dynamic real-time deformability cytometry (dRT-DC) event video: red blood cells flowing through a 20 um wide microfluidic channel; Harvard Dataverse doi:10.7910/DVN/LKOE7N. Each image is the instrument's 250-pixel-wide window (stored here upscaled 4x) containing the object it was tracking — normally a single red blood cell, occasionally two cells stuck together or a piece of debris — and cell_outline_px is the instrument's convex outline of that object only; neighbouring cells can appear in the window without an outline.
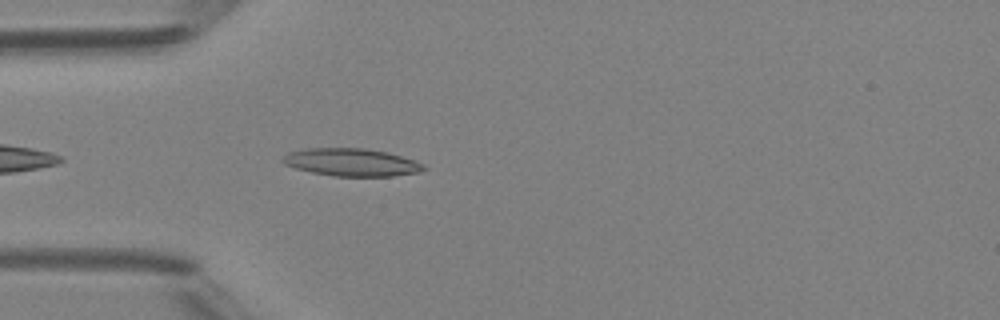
{"species": "Egyptian fruit bat (a non-hibernating species)", "species_latin": "Rousettus aegyptiacus", "temperature_condition": "room temperature", "stored_images_in_passage": 36, "camera_frame_rate_fps": 3000, "um_per_image_px": 0.085, "animal": {"sex": "female"}, "frame": {"image": 1, "passage_image": 3, "time_ms": 0.667, "image_size_px": [1000, 320], "cell_outline_px": [[428, 168], [420, 172], [392, 176], [336, 176], [312, 172], [296, 168], [284, 164], [280, 160], [288, 152], [304, 148], [364, 148], [388, 152], [424, 164]], "centroid_in_image_um": [29.87, 13.79], "position_along_channel_um": 55.1, "area_um2": 22.72}}
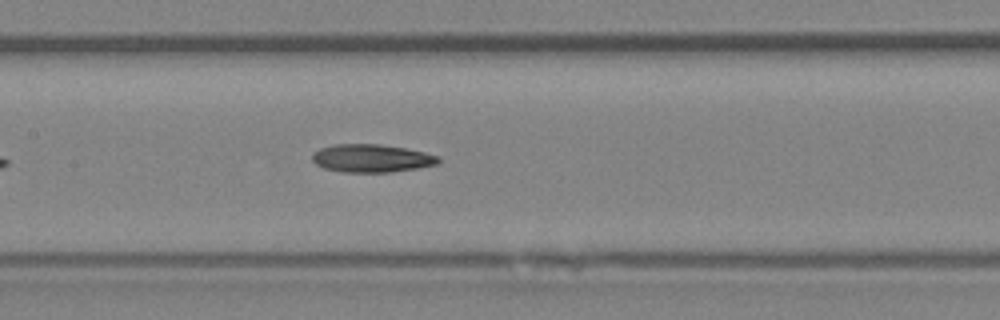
{"frame": {"image": 2, "passage_image": 12, "time_ms": 3.667, "image_size_px": [1000, 320], "cell_outline_px": [[440, 164], [392, 172], [344, 172], [324, 168], [316, 164], [312, 160], [312, 152], [320, 148], [336, 144], [380, 144], [404, 148], [424, 152], [440, 156]], "centroid_in_image_um": [31.59, 13.45], "position_along_channel_um": 175.8, "area_um2": 20.63}}
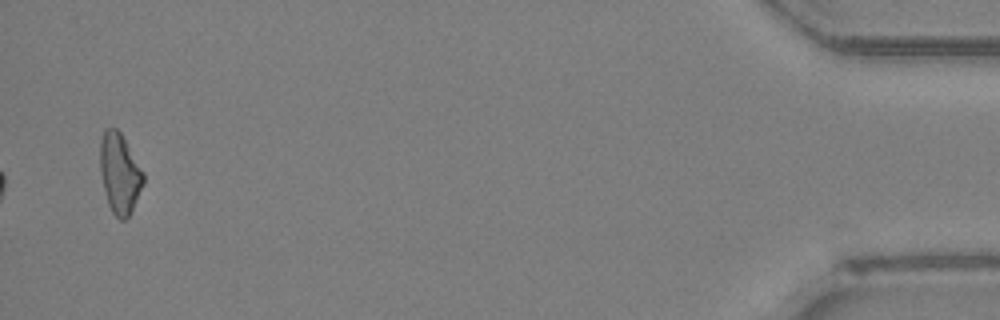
{"frame": {"image": 3, "passage_image": 36, "time_ms": 11.667, "image_size_px": [1000, 320], "cell_outline_px": [[144, 184], [132, 212], [124, 220], [120, 220], [112, 212], [108, 204], [100, 172], [100, 140], [104, 128], [116, 128], [120, 132], [144, 172]], "centroid_in_image_um": [10.18, 14.74], "position_along_channel_um": 425.0, "area_um2": 20.29}}